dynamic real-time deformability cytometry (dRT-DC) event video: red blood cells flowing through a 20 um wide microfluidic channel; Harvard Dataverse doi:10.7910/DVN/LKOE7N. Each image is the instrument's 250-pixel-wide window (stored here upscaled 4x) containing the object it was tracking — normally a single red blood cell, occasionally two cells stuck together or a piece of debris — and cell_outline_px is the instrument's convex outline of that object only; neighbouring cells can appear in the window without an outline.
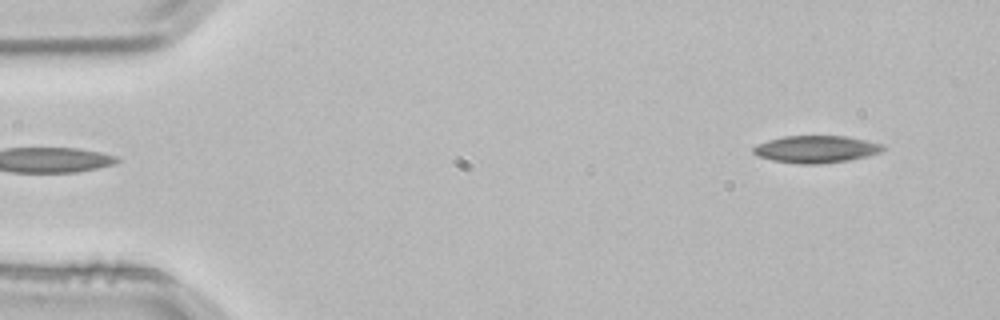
{"species": "common noctule bat (a hibernating species)", "species_latin": "Nyctalus noctula", "temperature_condition": "room temperature", "stored_images_in_passage": 3, "camera_frame_rate_fps": 3000, "um_per_image_px": 0.085, "animal": {"sex": "male", "body_mass_g": 21.5, "forearm_length_mm": 52.0}, "frame": {"image": 1, "passage_image": 1, "time_ms": 0.0, "image_size_px": [1000, 320], "cell_outline_px": [[884, 148], [880, 152], [868, 156], [848, 160], [820, 164], [804, 164], [772, 160], [760, 156], [752, 152], [752, 148], [756, 144], [768, 140], [784, 136], [844, 136], [884, 144]], "centroid_in_image_um": [69.36, 12.68], "position_along_channel_um": 15.6, "area_um2": 20.4}}
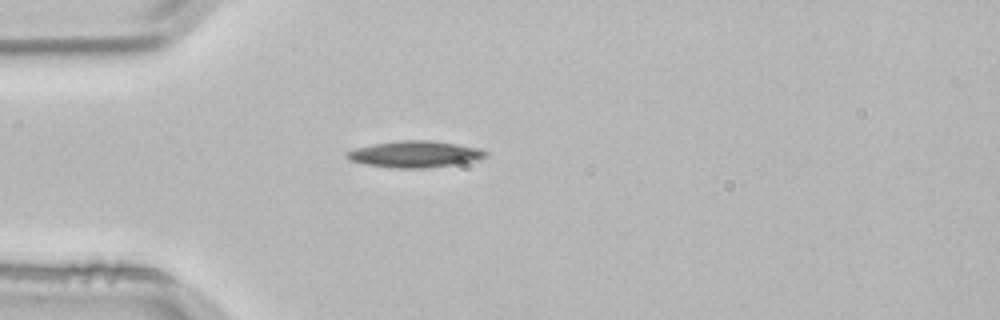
{"frame": {"image": 2, "passage_image": 3, "time_ms": 0.667, "image_size_px": [1000, 320], "cell_outline_px": [[488, 156], [476, 160], [452, 164], [424, 168], [396, 168], [364, 164], [352, 160], [344, 156], [344, 152], [356, 148], [376, 144], [400, 140], [432, 140], [480, 148], [488, 152]], "centroid_in_image_um": [35.27, 13.1], "position_along_channel_um": 49.7, "area_um2": 21.21}}